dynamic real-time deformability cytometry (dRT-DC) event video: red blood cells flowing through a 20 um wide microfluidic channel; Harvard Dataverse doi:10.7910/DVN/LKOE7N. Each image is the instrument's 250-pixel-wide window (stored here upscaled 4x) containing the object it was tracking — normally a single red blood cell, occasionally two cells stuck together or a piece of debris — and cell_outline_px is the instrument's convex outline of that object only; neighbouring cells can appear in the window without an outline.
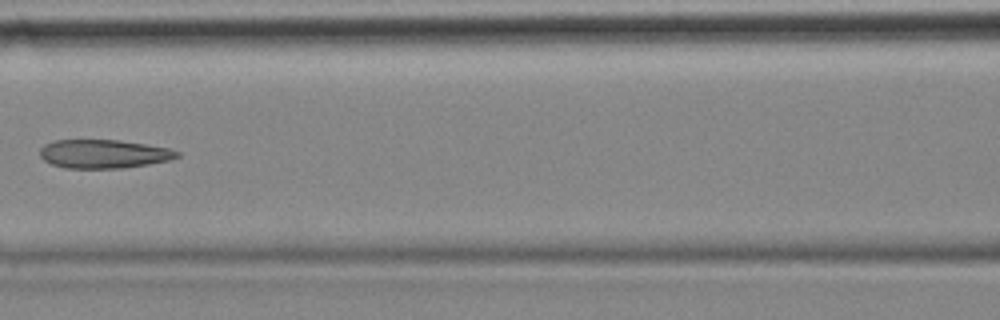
{"species": "common noctule bat (a hibernating species)", "species_latin": "Nyctalus noctula", "temperature_condition": "cold", "stored_images_in_passage": 7, "camera_frame_rate_fps": 3000, "um_per_image_px": 0.085, "animal": {"sex": "female", "body_mass_g": 18.4}, "frame": {"image": 1, "passage_image": 7, "time_ms": 2.0, "image_size_px": [1000, 320], "cell_outline_px": [[180, 156], [172, 160], [124, 168], [64, 168], [52, 164], [44, 160], [40, 156], [40, 148], [44, 144], [56, 140], [120, 140], [168, 148], [180, 152]], "centroid_in_image_um": [8.82, 13.08], "position_along_channel_um": 157.8, "area_um2": 22.95}}